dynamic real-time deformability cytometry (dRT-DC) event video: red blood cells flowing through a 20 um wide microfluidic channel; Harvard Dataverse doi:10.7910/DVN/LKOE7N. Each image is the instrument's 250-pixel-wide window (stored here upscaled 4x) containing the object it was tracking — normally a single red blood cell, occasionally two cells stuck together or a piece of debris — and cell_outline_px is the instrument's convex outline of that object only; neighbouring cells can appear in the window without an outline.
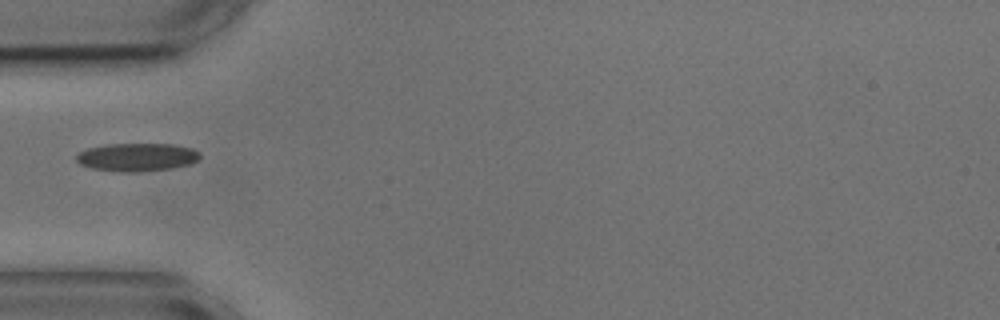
{"species": "common noctule bat (a hibernating species)", "species_latin": "Nyctalus noctula", "temperature_condition": "cold", "stored_images_in_passage": 1, "camera_frame_rate_fps": 3000, "um_per_image_px": 0.085, "animal": {"sex": "male", "body_mass_g": 17.9, "forearm_length_mm": 54.2}, "frame": {"image": 1, "passage_image": 1, "time_ms": 0.0, "image_size_px": [1000, 320], "cell_outline_px": [[200, 156], [196, 160], [188, 164], [172, 168], [136, 172], [120, 172], [92, 168], [80, 164], [76, 160], [76, 156], [80, 152], [88, 148], [108, 144], [172, 144], [192, 148], [200, 152]], "centroid_in_image_um": [11.64, 13.35], "position_along_channel_um": 73.4, "area_um2": 20.11}}